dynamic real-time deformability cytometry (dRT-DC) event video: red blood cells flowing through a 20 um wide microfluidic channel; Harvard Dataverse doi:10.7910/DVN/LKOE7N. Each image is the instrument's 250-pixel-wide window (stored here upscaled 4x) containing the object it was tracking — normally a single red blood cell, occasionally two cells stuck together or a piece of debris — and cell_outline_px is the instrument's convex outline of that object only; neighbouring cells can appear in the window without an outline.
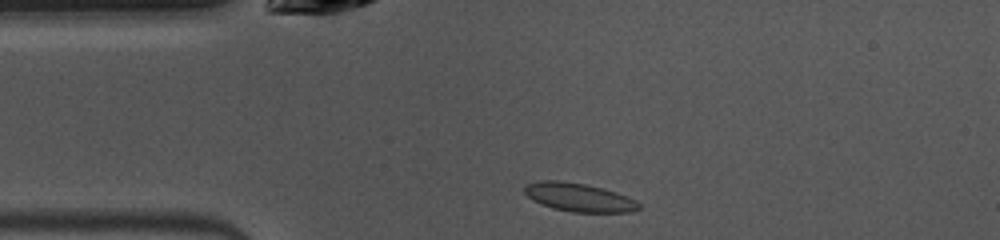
{"species": "common noctule bat (a hibernating species)", "species_latin": "Nyctalus noctula", "temperature_condition": "warm", "stored_images_in_passage": 40, "camera_frame_rate_fps": 3000, "um_per_image_px": 0.085, "animal": {"sex": "female", "body_mass_g": 10.0, "forearm_length_mm": 53.1}, "frame": {"image": 1, "passage_image": 1, "time_ms": 0.0, "image_size_px": [1000, 240], "cell_outline_px": [[640, 208], [632, 212], [572, 212], [552, 208], [532, 200], [524, 192], [524, 188], [528, 184], [540, 180], [560, 180], [584, 184], [604, 188], [616, 192], [636, 200], [640, 204]], "centroid_in_image_um": [49.22, 16.77], "position_along_channel_um": 35.8, "area_um2": 18.96}}
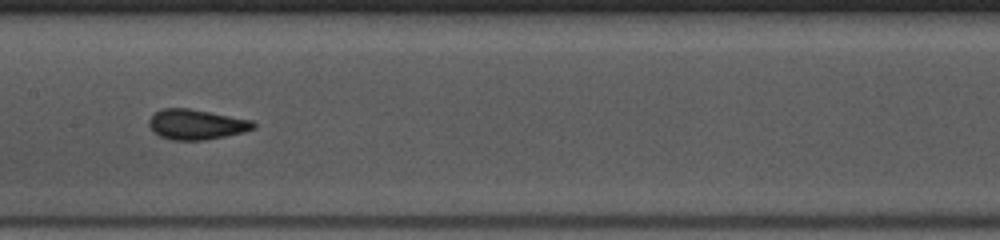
{"frame": {"image": 2, "passage_image": 14, "time_ms": 4.333, "image_size_px": [1000, 240], "cell_outline_px": [[256, 128], [244, 132], [204, 140], [172, 140], [160, 136], [152, 132], [148, 124], [148, 120], [156, 112], [164, 108], [188, 108], [252, 120], [256, 124]], "centroid_in_image_um": [16.68, 10.58], "position_along_channel_um": 190.7, "area_um2": 18.32}}
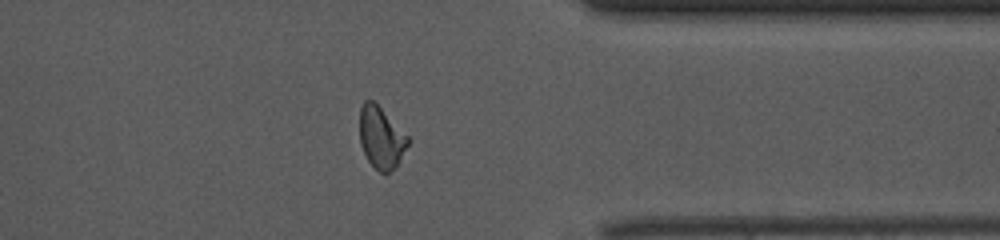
{"frame": {"image": 3, "passage_image": 29, "time_ms": 9.333, "image_size_px": [1000, 240], "cell_outline_px": [[408, 144], [396, 168], [384, 176], [368, 160], [360, 144], [360, 108], [364, 100], [372, 100], [408, 136]], "centroid_in_image_um": [32.39, 11.74], "position_along_channel_um": 379.0, "area_um2": 17.17}, "authors_computed_cell_mechanics": {"area_um2": 17.9758, "velocity_mm_per_s": 3.9961, "shape_relaxation_time_tau1_ms": 5.1367, "shape_relaxation_time_tau2_ms": 1.3808, "deformation_change_tau1": 0.1289, "deformation_change_tau2": 0.061}}